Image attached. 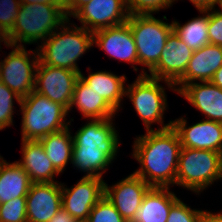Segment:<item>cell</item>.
<instances>
[{
  "mask_svg": "<svg viewBox=\"0 0 222 222\" xmlns=\"http://www.w3.org/2000/svg\"><path fill=\"white\" fill-rule=\"evenodd\" d=\"M26 48V46L8 45L6 49L12 50L9 53L4 52L8 55H3V59H0V81L21 98L34 91L35 71L39 62L37 48L34 50Z\"/></svg>",
  "mask_w": 222,
  "mask_h": 222,
  "instance_id": "9",
  "label": "cell"
},
{
  "mask_svg": "<svg viewBox=\"0 0 222 222\" xmlns=\"http://www.w3.org/2000/svg\"><path fill=\"white\" fill-rule=\"evenodd\" d=\"M222 180V153L212 150L181 148L176 187L200 196Z\"/></svg>",
  "mask_w": 222,
  "mask_h": 222,
  "instance_id": "7",
  "label": "cell"
},
{
  "mask_svg": "<svg viewBox=\"0 0 222 222\" xmlns=\"http://www.w3.org/2000/svg\"><path fill=\"white\" fill-rule=\"evenodd\" d=\"M130 156L139 163L133 173L151 187H176L181 143L171 126L162 130H148L133 138Z\"/></svg>",
  "mask_w": 222,
  "mask_h": 222,
  "instance_id": "1",
  "label": "cell"
},
{
  "mask_svg": "<svg viewBox=\"0 0 222 222\" xmlns=\"http://www.w3.org/2000/svg\"><path fill=\"white\" fill-rule=\"evenodd\" d=\"M200 208L191 206L179 198L172 206L166 222H199Z\"/></svg>",
  "mask_w": 222,
  "mask_h": 222,
  "instance_id": "31",
  "label": "cell"
},
{
  "mask_svg": "<svg viewBox=\"0 0 222 222\" xmlns=\"http://www.w3.org/2000/svg\"><path fill=\"white\" fill-rule=\"evenodd\" d=\"M36 2L42 4L57 5L59 8H64V0H20L21 4H33Z\"/></svg>",
  "mask_w": 222,
  "mask_h": 222,
  "instance_id": "38",
  "label": "cell"
},
{
  "mask_svg": "<svg viewBox=\"0 0 222 222\" xmlns=\"http://www.w3.org/2000/svg\"><path fill=\"white\" fill-rule=\"evenodd\" d=\"M88 66V74L80 72V78L94 90L96 93L103 97L104 100L119 114L123 110V102L126 94V86L128 77L126 74H115L111 70H98L93 71ZM90 71V72H89ZM122 109V110H121ZM121 111V112H119Z\"/></svg>",
  "mask_w": 222,
  "mask_h": 222,
  "instance_id": "20",
  "label": "cell"
},
{
  "mask_svg": "<svg viewBox=\"0 0 222 222\" xmlns=\"http://www.w3.org/2000/svg\"><path fill=\"white\" fill-rule=\"evenodd\" d=\"M128 83L125 98L129 99L136 115L140 117L144 130H162L171 127L172 118L164 123L166 122L164 115L169 109L166 89L176 92L174 84L148 75H137L132 83ZM156 124L158 127L154 128Z\"/></svg>",
  "mask_w": 222,
  "mask_h": 222,
  "instance_id": "4",
  "label": "cell"
},
{
  "mask_svg": "<svg viewBox=\"0 0 222 222\" xmlns=\"http://www.w3.org/2000/svg\"><path fill=\"white\" fill-rule=\"evenodd\" d=\"M129 15L125 0H90L72 17L79 21L80 27L95 32L124 24Z\"/></svg>",
  "mask_w": 222,
  "mask_h": 222,
  "instance_id": "15",
  "label": "cell"
},
{
  "mask_svg": "<svg viewBox=\"0 0 222 222\" xmlns=\"http://www.w3.org/2000/svg\"><path fill=\"white\" fill-rule=\"evenodd\" d=\"M54 168L64 174L72 162L73 138L70 126L39 139Z\"/></svg>",
  "mask_w": 222,
  "mask_h": 222,
  "instance_id": "25",
  "label": "cell"
},
{
  "mask_svg": "<svg viewBox=\"0 0 222 222\" xmlns=\"http://www.w3.org/2000/svg\"><path fill=\"white\" fill-rule=\"evenodd\" d=\"M93 46L104 51L108 59L130 64L132 71L141 75L138 66L136 44L129 24L103 28L93 32ZM110 57V58H109ZM139 72V74H138Z\"/></svg>",
  "mask_w": 222,
  "mask_h": 222,
  "instance_id": "12",
  "label": "cell"
},
{
  "mask_svg": "<svg viewBox=\"0 0 222 222\" xmlns=\"http://www.w3.org/2000/svg\"><path fill=\"white\" fill-rule=\"evenodd\" d=\"M199 15L181 24L177 19L172 20L173 31L193 51L209 44V10H197Z\"/></svg>",
  "mask_w": 222,
  "mask_h": 222,
  "instance_id": "26",
  "label": "cell"
},
{
  "mask_svg": "<svg viewBox=\"0 0 222 222\" xmlns=\"http://www.w3.org/2000/svg\"><path fill=\"white\" fill-rule=\"evenodd\" d=\"M221 66V46L209 43L195 50L186 67L185 74L174 84L176 93L187 84L211 81L214 73Z\"/></svg>",
  "mask_w": 222,
  "mask_h": 222,
  "instance_id": "19",
  "label": "cell"
},
{
  "mask_svg": "<svg viewBox=\"0 0 222 222\" xmlns=\"http://www.w3.org/2000/svg\"><path fill=\"white\" fill-rule=\"evenodd\" d=\"M26 203L27 222H48L62 208L61 182L32 183Z\"/></svg>",
  "mask_w": 222,
  "mask_h": 222,
  "instance_id": "17",
  "label": "cell"
},
{
  "mask_svg": "<svg viewBox=\"0 0 222 222\" xmlns=\"http://www.w3.org/2000/svg\"><path fill=\"white\" fill-rule=\"evenodd\" d=\"M217 8L222 12V0H218Z\"/></svg>",
  "mask_w": 222,
  "mask_h": 222,
  "instance_id": "41",
  "label": "cell"
},
{
  "mask_svg": "<svg viewBox=\"0 0 222 222\" xmlns=\"http://www.w3.org/2000/svg\"><path fill=\"white\" fill-rule=\"evenodd\" d=\"M67 20L37 48L39 62L52 67L81 72L78 61L93 49V32Z\"/></svg>",
  "mask_w": 222,
  "mask_h": 222,
  "instance_id": "3",
  "label": "cell"
},
{
  "mask_svg": "<svg viewBox=\"0 0 222 222\" xmlns=\"http://www.w3.org/2000/svg\"><path fill=\"white\" fill-rule=\"evenodd\" d=\"M160 18L154 14H133L127 20L136 44L141 75H147L158 64L173 31L172 20L169 22L166 15Z\"/></svg>",
  "mask_w": 222,
  "mask_h": 222,
  "instance_id": "8",
  "label": "cell"
},
{
  "mask_svg": "<svg viewBox=\"0 0 222 222\" xmlns=\"http://www.w3.org/2000/svg\"><path fill=\"white\" fill-rule=\"evenodd\" d=\"M72 109H76V112H79L81 118L85 120L110 119L120 116L103 97L90 89L80 77L76 81L72 102L68 110L69 119L74 122V117L70 118V113L74 112Z\"/></svg>",
  "mask_w": 222,
  "mask_h": 222,
  "instance_id": "22",
  "label": "cell"
},
{
  "mask_svg": "<svg viewBox=\"0 0 222 222\" xmlns=\"http://www.w3.org/2000/svg\"><path fill=\"white\" fill-rule=\"evenodd\" d=\"M67 20L64 8L57 5L21 4L15 25L8 33L10 45L37 47ZM37 43V44H36Z\"/></svg>",
  "mask_w": 222,
  "mask_h": 222,
  "instance_id": "5",
  "label": "cell"
},
{
  "mask_svg": "<svg viewBox=\"0 0 222 222\" xmlns=\"http://www.w3.org/2000/svg\"><path fill=\"white\" fill-rule=\"evenodd\" d=\"M48 222H77L63 207Z\"/></svg>",
  "mask_w": 222,
  "mask_h": 222,
  "instance_id": "37",
  "label": "cell"
},
{
  "mask_svg": "<svg viewBox=\"0 0 222 222\" xmlns=\"http://www.w3.org/2000/svg\"><path fill=\"white\" fill-rule=\"evenodd\" d=\"M127 10L133 14H159L173 6V0H125Z\"/></svg>",
  "mask_w": 222,
  "mask_h": 222,
  "instance_id": "30",
  "label": "cell"
},
{
  "mask_svg": "<svg viewBox=\"0 0 222 222\" xmlns=\"http://www.w3.org/2000/svg\"><path fill=\"white\" fill-rule=\"evenodd\" d=\"M79 76L80 72L38 62L35 71L34 91L69 110Z\"/></svg>",
  "mask_w": 222,
  "mask_h": 222,
  "instance_id": "11",
  "label": "cell"
},
{
  "mask_svg": "<svg viewBox=\"0 0 222 222\" xmlns=\"http://www.w3.org/2000/svg\"><path fill=\"white\" fill-rule=\"evenodd\" d=\"M199 222H222V210L212 212L210 209L201 210Z\"/></svg>",
  "mask_w": 222,
  "mask_h": 222,
  "instance_id": "35",
  "label": "cell"
},
{
  "mask_svg": "<svg viewBox=\"0 0 222 222\" xmlns=\"http://www.w3.org/2000/svg\"><path fill=\"white\" fill-rule=\"evenodd\" d=\"M193 50L172 31L166 40L158 64L147 74L175 84L184 74Z\"/></svg>",
  "mask_w": 222,
  "mask_h": 222,
  "instance_id": "16",
  "label": "cell"
},
{
  "mask_svg": "<svg viewBox=\"0 0 222 222\" xmlns=\"http://www.w3.org/2000/svg\"><path fill=\"white\" fill-rule=\"evenodd\" d=\"M5 157L1 156L0 154V163L2 162V160L4 159Z\"/></svg>",
  "mask_w": 222,
  "mask_h": 222,
  "instance_id": "42",
  "label": "cell"
},
{
  "mask_svg": "<svg viewBox=\"0 0 222 222\" xmlns=\"http://www.w3.org/2000/svg\"><path fill=\"white\" fill-rule=\"evenodd\" d=\"M178 1L180 0H173V5ZM189 2L192 3L196 10H209L213 7H217L218 0H189Z\"/></svg>",
  "mask_w": 222,
  "mask_h": 222,
  "instance_id": "36",
  "label": "cell"
},
{
  "mask_svg": "<svg viewBox=\"0 0 222 222\" xmlns=\"http://www.w3.org/2000/svg\"><path fill=\"white\" fill-rule=\"evenodd\" d=\"M115 119L86 120L75 133L72 132L71 167L83 172L84 177H105L117 159L122 140Z\"/></svg>",
  "mask_w": 222,
  "mask_h": 222,
  "instance_id": "2",
  "label": "cell"
},
{
  "mask_svg": "<svg viewBox=\"0 0 222 222\" xmlns=\"http://www.w3.org/2000/svg\"><path fill=\"white\" fill-rule=\"evenodd\" d=\"M170 187H151L131 222H166L171 206L180 198Z\"/></svg>",
  "mask_w": 222,
  "mask_h": 222,
  "instance_id": "23",
  "label": "cell"
},
{
  "mask_svg": "<svg viewBox=\"0 0 222 222\" xmlns=\"http://www.w3.org/2000/svg\"><path fill=\"white\" fill-rule=\"evenodd\" d=\"M26 197L0 204V222H27Z\"/></svg>",
  "mask_w": 222,
  "mask_h": 222,
  "instance_id": "29",
  "label": "cell"
},
{
  "mask_svg": "<svg viewBox=\"0 0 222 222\" xmlns=\"http://www.w3.org/2000/svg\"><path fill=\"white\" fill-rule=\"evenodd\" d=\"M15 102L19 107L21 97L0 81V131L14 126V114H20Z\"/></svg>",
  "mask_w": 222,
  "mask_h": 222,
  "instance_id": "27",
  "label": "cell"
},
{
  "mask_svg": "<svg viewBox=\"0 0 222 222\" xmlns=\"http://www.w3.org/2000/svg\"><path fill=\"white\" fill-rule=\"evenodd\" d=\"M104 178L84 177L67 186L61 182L62 207L78 222H86L91 209L104 196Z\"/></svg>",
  "mask_w": 222,
  "mask_h": 222,
  "instance_id": "10",
  "label": "cell"
},
{
  "mask_svg": "<svg viewBox=\"0 0 222 222\" xmlns=\"http://www.w3.org/2000/svg\"><path fill=\"white\" fill-rule=\"evenodd\" d=\"M203 119L222 123V89L212 82H195L185 85L178 93Z\"/></svg>",
  "mask_w": 222,
  "mask_h": 222,
  "instance_id": "18",
  "label": "cell"
},
{
  "mask_svg": "<svg viewBox=\"0 0 222 222\" xmlns=\"http://www.w3.org/2000/svg\"><path fill=\"white\" fill-rule=\"evenodd\" d=\"M150 188L149 184L132 172L112 185L105 181L104 195L120 215L131 222Z\"/></svg>",
  "mask_w": 222,
  "mask_h": 222,
  "instance_id": "14",
  "label": "cell"
},
{
  "mask_svg": "<svg viewBox=\"0 0 222 222\" xmlns=\"http://www.w3.org/2000/svg\"><path fill=\"white\" fill-rule=\"evenodd\" d=\"M21 140H39L68 126V110L35 91L21 98Z\"/></svg>",
  "mask_w": 222,
  "mask_h": 222,
  "instance_id": "6",
  "label": "cell"
},
{
  "mask_svg": "<svg viewBox=\"0 0 222 222\" xmlns=\"http://www.w3.org/2000/svg\"><path fill=\"white\" fill-rule=\"evenodd\" d=\"M210 82L222 89V66L214 73Z\"/></svg>",
  "mask_w": 222,
  "mask_h": 222,
  "instance_id": "39",
  "label": "cell"
},
{
  "mask_svg": "<svg viewBox=\"0 0 222 222\" xmlns=\"http://www.w3.org/2000/svg\"><path fill=\"white\" fill-rule=\"evenodd\" d=\"M187 114L172 120L182 148L212 150L222 153V123L201 119L191 123Z\"/></svg>",
  "mask_w": 222,
  "mask_h": 222,
  "instance_id": "13",
  "label": "cell"
},
{
  "mask_svg": "<svg viewBox=\"0 0 222 222\" xmlns=\"http://www.w3.org/2000/svg\"><path fill=\"white\" fill-rule=\"evenodd\" d=\"M20 149L22 156L17 162L29 175L32 183L61 182L55 178L62 174L54 168L39 140H21Z\"/></svg>",
  "mask_w": 222,
  "mask_h": 222,
  "instance_id": "21",
  "label": "cell"
},
{
  "mask_svg": "<svg viewBox=\"0 0 222 222\" xmlns=\"http://www.w3.org/2000/svg\"><path fill=\"white\" fill-rule=\"evenodd\" d=\"M86 222H127L105 197V195L91 209Z\"/></svg>",
  "mask_w": 222,
  "mask_h": 222,
  "instance_id": "28",
  "label": "cell"
},
{
  "mask_svg": "<svg viewBox=\"0 0 222 222\" xmlns=\"http://www.w3.org/2000/svg\"><path fill=\"white\" fill-rule=\"evenodd\" d=\"M2 45L6 47L10 45V42H9L8 34L0 26V49L3 48Z\"/></svg>",
  "mask_w": 222,
  "mask_h": 222,
  "instance_id": "40",
  "label": "cell"
},
{
  "mask_svg": "<svg viewBox=\"0 0 222 222\" xmlns=\"http://www.w3.org/2000/svg\"><path fill=\"white\" fill-rule=\"evenodd\" d=\"M208 38L210 44L222 47V12L217 7L209 9Z\"/></svg>",
  "mask_w": 222,
  "mask_h": 222,
  "instance_id": "33",
  "label": "cell"
},
{
  "mask_svg": "<svg viewBox=\"0 0 222 222\" xmlns=\"http://www.w3.org/2000/svg\"><path fill=\"white\" fill-rule=\"evenodd\" d=\"M0 163V204L18 197H26L32 184L29 175L16 161Z\"/></svg>",
  "mask_w": 222,
  "mask_h": 222,
  "instance_id": "24",
  "label": "cell"
},
{
  "mask_svg": "<svg viewBox=\"0 0 222 222\" xmlns=\"http://www.w3.org/2000/svg\"><path fill=\"white\" fill-rule=\"evenodd\" d=\"M20 0H0V26L8 34L14 27Z\"/></svg>",
  "mask_w": 222,
  "mask_h": 222,
  "instance_id": "32",
  "label": "cell"
},
{
  "mask_svg": "<svg viewBox=\"0 0 222 222\" xmlns=\"http://www.w3.org/2000/svg\"><path fill=\"white\" fill-rule=\"evenodd\" d=\"M90 0H64V9L65 14L68 19H71L72 16Z\"/></svg>",
  "mask_w": 222,
  "mask_h": 222,
  "instance_id": "34",
  "label": "cell"
}]
</instances>
